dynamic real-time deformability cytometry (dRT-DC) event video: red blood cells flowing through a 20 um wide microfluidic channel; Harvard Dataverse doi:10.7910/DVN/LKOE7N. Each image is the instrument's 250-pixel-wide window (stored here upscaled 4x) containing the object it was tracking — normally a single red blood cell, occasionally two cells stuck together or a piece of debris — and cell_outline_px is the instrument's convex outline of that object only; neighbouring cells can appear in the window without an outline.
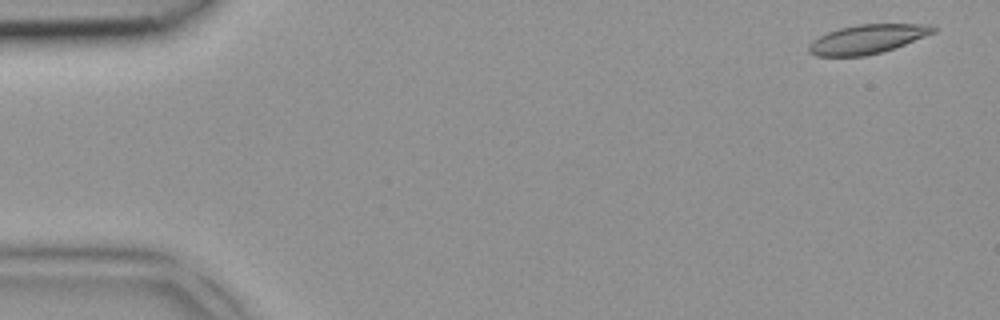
{"species": "common noctule bat (a hibernating species)", "species_latin": "Nyctalus noctula", "temperature_condition": "room temperature", "stored_images_in_passage": 3, "camera_frame_rate_fps": 3000, "um_per_image_px": 0.085, "animal": {"sex": "female", "body_mass_g": 18.4}, "frame": {"image": 1, "passage_image": 1, "time_ms": 0.0, "image_size_px": [1000, 320], "cell_outline_px": [[936, 32], [884, 52], [864, 56], [816, 56], [808, 52], [808, 44], [812, 40], [828, 32], [840, 28], [856, 24], [928, 24], [936, 28]], "centroid_in_image_um": [73.71, 3.33], "position_along_channel_um": 11.3, "area_um2": 21.15}}